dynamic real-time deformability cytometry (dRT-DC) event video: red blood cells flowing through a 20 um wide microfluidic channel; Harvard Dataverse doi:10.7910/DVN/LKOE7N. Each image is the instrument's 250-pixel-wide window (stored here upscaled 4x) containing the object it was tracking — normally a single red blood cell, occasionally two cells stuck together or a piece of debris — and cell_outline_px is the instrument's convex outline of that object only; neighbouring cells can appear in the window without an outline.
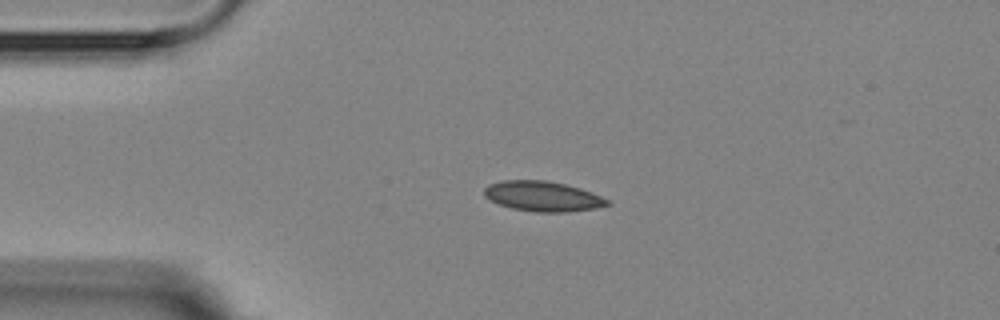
{"species": "Egyptian fruit bat (a non-hibernating species)", "species_latin": "Rousettus aegyptiacus", "temperature_condition": "room temperature", "stored_images_in_passage": 4, "camera_frame_rate_fps": 3000, "um_per_image_px": 0.085, "animal": {"sex": "female"}, "frame": {"image": 1, "passage_image": 3, "time_ms": 2.333, "image_size_px": [1000, 320], "cell_outline_px": [[612, 204], [596, 208], [568, 212], [536, 212], [512, 208], [500, 204], [484, 196], [484, 188], [488, 184], [504, 180], [544, 180], [564, 184], [580, 188], [592, 192], [612, 200]], "centroid_in_image_um": [46.18, 16.68], "position_along_channel_um": 38.8, "area_um2": 21.68}}